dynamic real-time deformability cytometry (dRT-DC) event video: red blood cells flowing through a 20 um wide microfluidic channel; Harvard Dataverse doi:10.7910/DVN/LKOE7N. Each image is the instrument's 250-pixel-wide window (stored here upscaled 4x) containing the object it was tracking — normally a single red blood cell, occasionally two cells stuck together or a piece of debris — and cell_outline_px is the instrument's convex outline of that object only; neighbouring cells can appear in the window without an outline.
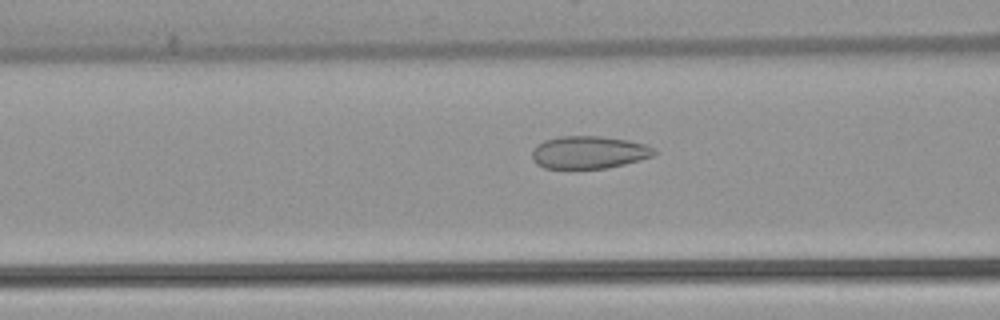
{"species": "common noctule bat (a hibernating species)", "species_latin": "Nyctalus noctula", "temperature_condition": "warm", "stored_images_in_passage": 31, "camera_frame_rate_fps": 3000, "um_per_image_px": 0.085, "animal": {"sex": "female", "body_mass_g": 22.7, "forearm_length_mm": 54.2}, "frame": {"image": 1, "passage_image": 16, "time_ms": 5.0, "image_size_px": [1000, 320], "cell_outline_px": [[656, 152], [652, 156], [640, 160], [624, 164], [604, 168], [544, 168], [536, 164], [532, 160], [532, 152], [536, 144], [544, 140], [560, 136], [600, 136], [628, 140], [644, 144], [656, 148]], "centroid_in_image_um": [50.03, 12.94], "position_along_channel_um": 116.6, "area_um2": 23.24}}
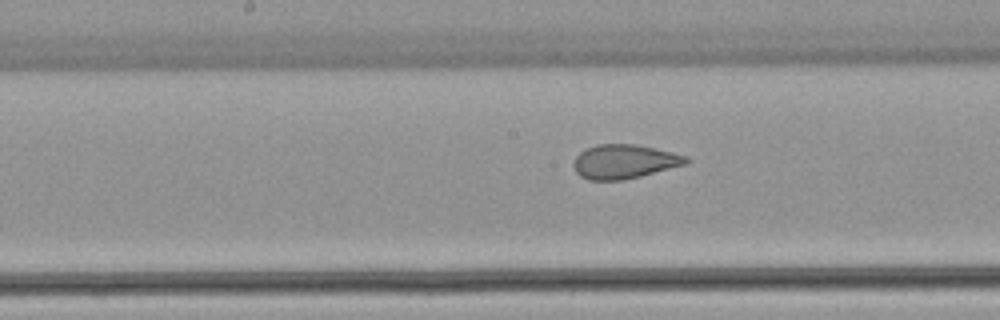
{"frame": {"image": 2, "passage_image": 22, "time_ms": 7.0, "image_size_px": [1000, 320], "cell_outline_px": [[692, 160], [688, 164], [624, 180], [588, 180], [580, 176], [576, 172], [572, 164], [576, 156], [580, 152], [596, 144], [632, 144], [672, 152], [688, 156]], "centroid_in_image_um": [53.08, 13.74], "position_along_channel_um": 195.1, "area_um2": 22.43}}
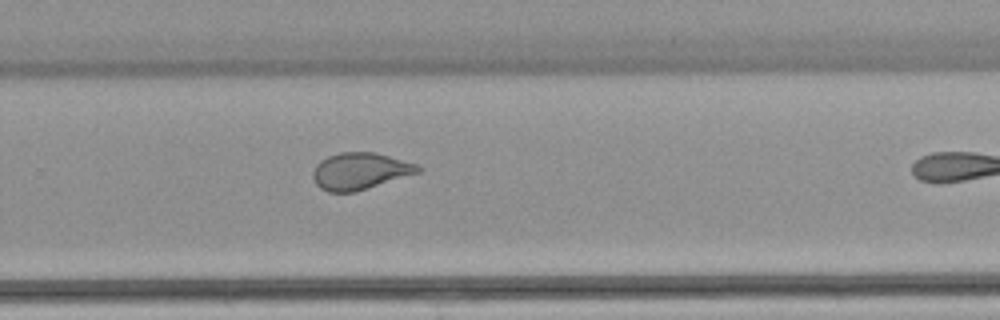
{"frame": {"image": 3, "passage_image": 30, "time_ms": 9.667, "image_size_px": [1000, 320], "cell_outline_px": [[424, 168], [420, 172], [356, 192], [328, 192], [320, 188], [316, 184], [312, 176], [312, 172], [316, 164], [320, 160], [328, 156], [340, 152], [376, 152], [416, 164]], "centroid_in_image_um": [30.59, 14.54], "position_along_channel_um": 299.2, "area_um2": 22.66}}